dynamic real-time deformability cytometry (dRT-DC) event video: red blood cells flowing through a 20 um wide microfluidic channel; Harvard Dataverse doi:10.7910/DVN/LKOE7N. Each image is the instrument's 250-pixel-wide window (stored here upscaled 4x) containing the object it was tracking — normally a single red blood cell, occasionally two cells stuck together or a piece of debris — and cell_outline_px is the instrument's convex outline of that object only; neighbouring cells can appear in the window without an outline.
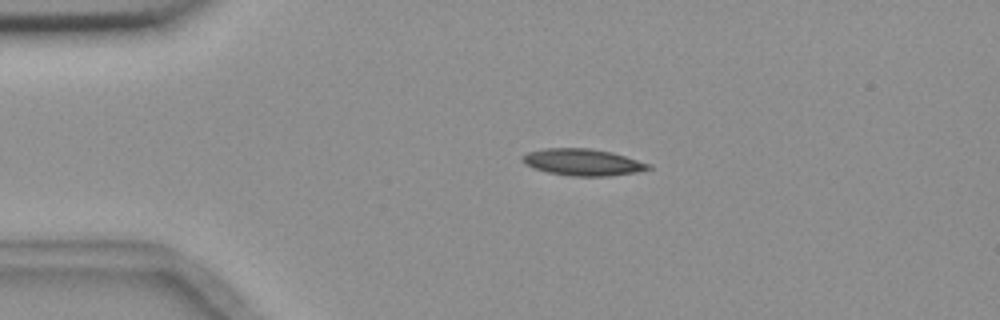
{"species": "common noctule bat (a hibernating species)", "species_latin": "Nyctalus noctula", "temperature_condition": "room temperature", "stored_images_in_passage": 7, "camera_frame_rate_fps": 3000, "um_per_image_px": 0.085, "animal": {"sex": "female", "body_mass_g": 18.4}, "frame": {"image": 1, "passage_image": 3, "time_ms": 2.667, "image_size_px": [1000, 320], "cell_outline_px": [[652, 168], [636, 172], [608, 176], [572, 176], [548, 172], [536, 168], [520, 160], [520, 156], [528, 152], [544, 148], [588, 148], [612, 152], [652, 164]], "centroid_in_image_um": [49.55, 13.78], "position_along_channel_um": 35.4, "area_um2": 19.54}}
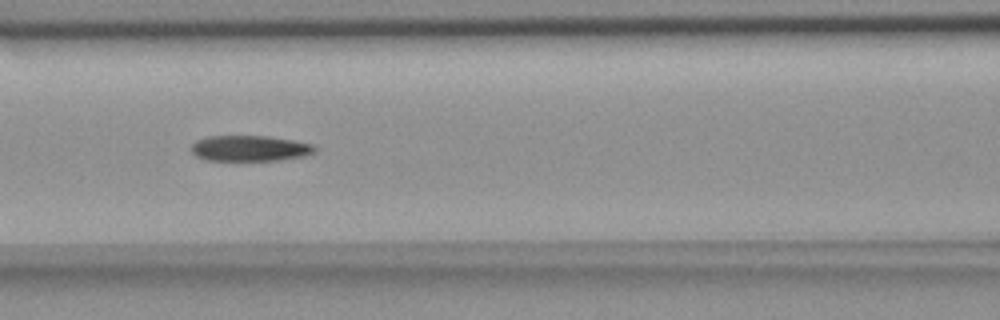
{"frame": {"image": 2, "passage_image": 6, "time_ms": 6.667, "image_size_px": [1000, 320], "cell_outline_px": [[316, 148], [312, 152], [304, 156], [276, 160], [208, 160], [196, 156], [192, 152], [192, 144], [196, 140], [208, 136], [268, 136], [292, 140], [312, 144]], "centroid_in_image_um": [21.2, 12.6], "position_along_channel_um": 145.4, "area_um2": 18.26}}
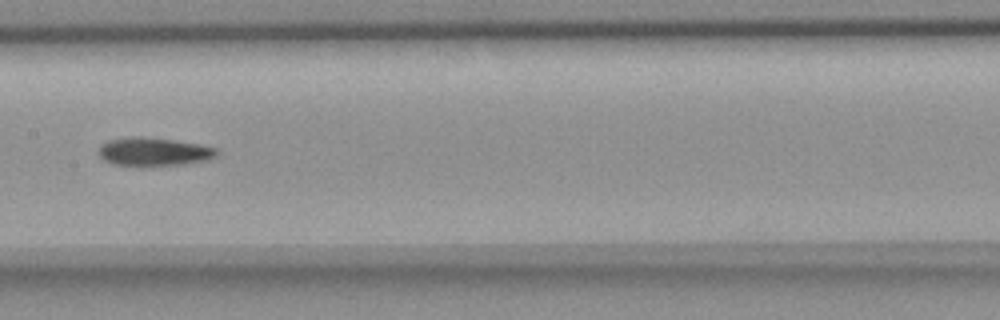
{"frame": {"image": 3, "passage_image": 7, "time_ms": 8.0, "image_size_px": [1000, 320], "cell_outline_px": [[220, 152], [216, 156], [208, 160], [184, 164], [112, 164], [104, 160], [100, 156], [100, 144], [108, 140], [136, 136], [140, 136], [172, 140], [200, 144], [216, 148]], "centroid_in_image_um": [13.11, 12.87], "position_along_channel_um": 194.3, "area_um2": 19.02}}